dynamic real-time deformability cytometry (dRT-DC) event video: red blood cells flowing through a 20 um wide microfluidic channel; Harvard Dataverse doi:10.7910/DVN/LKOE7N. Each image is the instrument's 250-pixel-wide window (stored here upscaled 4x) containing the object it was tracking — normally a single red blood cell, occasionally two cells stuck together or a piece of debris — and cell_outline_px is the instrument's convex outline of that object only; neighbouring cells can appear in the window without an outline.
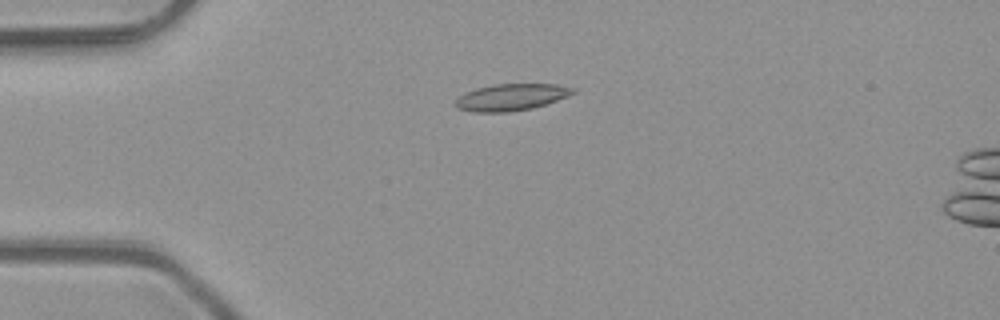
{"species": "common noctule bat (a hibernating species)", "species_latin": "Nyctalus noctula", "temperature_condition": "room temperature", "stored_images_in_passage": 32, "camera_frame_rate_fps": 3000, "um_per_image_px": 0.085, "animal": {"sex": "male", "body_mass_g": 23.1, "forearm_length_mm": 52.7}, "frame": {"image": 1, "passage_image": 2, "time_ms": 0.333, "image_size_px": [1000, 320], "cell_outline_px": [[576, 92], [556, 100], [532, 108], [508, 112], [476, 112], [456, 108], [452, 104], [460, 96], [476, 88], [496, 84], [556, 84], [576, 88]], "centroid_in_image_um": [43.44, 8.26], "position_along_channel_um": 41.6, "area_um2": 18.15}}
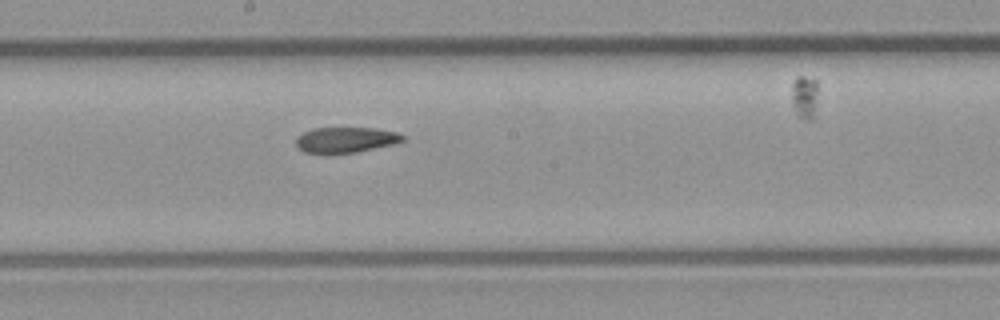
{"frame": {"image": 2, "passage_image": 17, "time_ms": 5.333, "image_size_px": [1000, 320], "cell_outline_px": [[404, 140], [392, 144], [356, 152], [304, 152], [296, 144], [296, 136], [312, 128], [376, 128], [396, 132], [404, 136]], "centroid_in_image_um": [29.38, 11.86], "position_along_channel_um": 218.8, "area_um2": 15.49}}
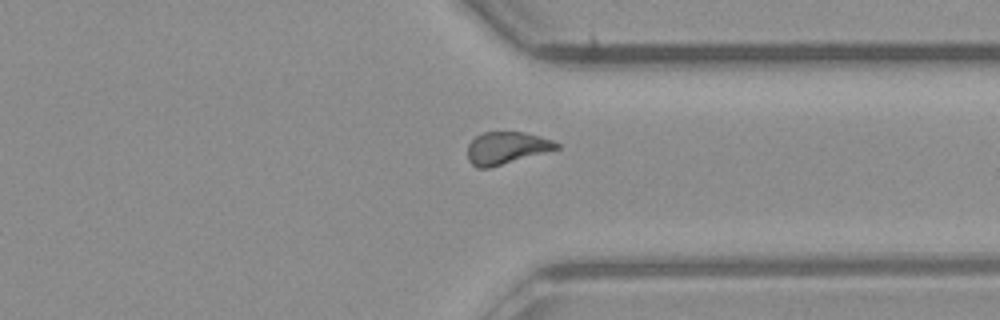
{"frame": {"image": 3, "passage_image": 28, "time_ms": 9.0, "image_size_px": [1000, 320], "cell_outline_px": [[560, 148], [488, 168], [476, 168], [468, 160], [468, 144], [476, 136], [484, 132], [524, 132], [540, 136], [552, 140], [560, 144]], "centroid_in_image_um": [43.04, 12.57], "position_along_channel_um": 368.4, "area_um2": 16.59}}